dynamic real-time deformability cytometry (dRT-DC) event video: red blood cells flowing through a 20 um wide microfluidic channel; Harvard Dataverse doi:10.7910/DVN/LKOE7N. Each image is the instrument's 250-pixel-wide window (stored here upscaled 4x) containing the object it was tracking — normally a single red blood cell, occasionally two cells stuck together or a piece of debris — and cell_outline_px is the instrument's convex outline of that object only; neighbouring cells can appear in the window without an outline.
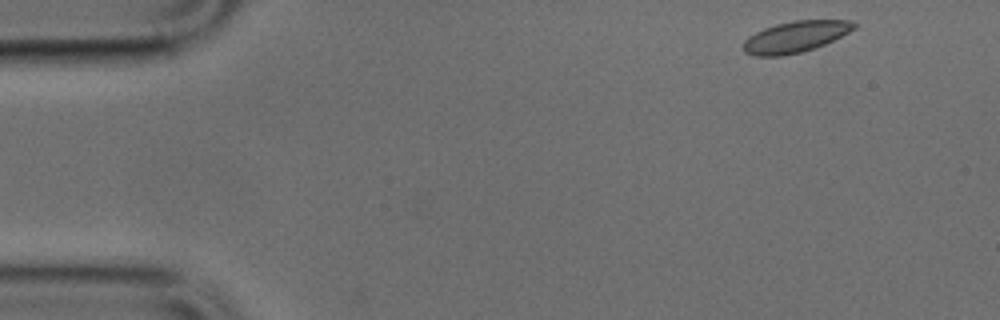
{"species": "common noctule bat (a hibernating species)", "species_latin": "Nyctalus noctula", "temperature_condition": "cold", "stored_images_in_passage": 47, "camera_frame_rate_fps": 3000, "um_per_image_px": 0.085, "animal": {"sex": "male", "body_mass_g": 17.9, "forearm_length_mm": 54.2}, "frame": {"image": 1, "passage_image": 1, "time_ms": 0.0, "image_size_px": [1000, 320], "cell_outline_px": [[860, 24], [856, 28], [824, 44], [800, 52], [780, 56], [756, 56], [744, 52], [744, 40], [748, 36], [764, 28], [776, 24], [792, 20], [852, 20]], "centroid_in_image_um": [67.62, 3.11], "position_along_channel_um": 17.4, "area_um2": 20.06}}
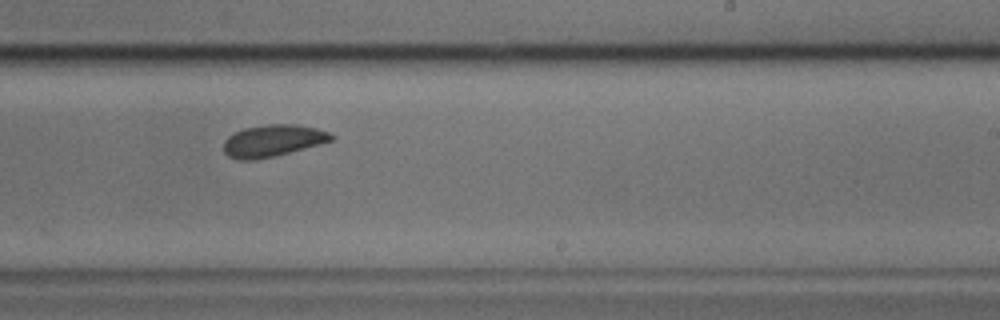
{"frame": {"image": 2, "passage_image": 27, "time_ms": 8.667, "image_size_px": [1000, 320], "cell_outline_px": [[336, 136], [332, 140], [320, 144], [256, 160], [236, 160], [228, 156], [224, 152], [224, 140], [228, 136], [244, 128], [268, 124], [296, 124], [316, 128], [328, 132]], "centroid_in_image_um": [23.17, 11.96], "position_along_channel_um": 265.8, "area_um2": 19.88}}
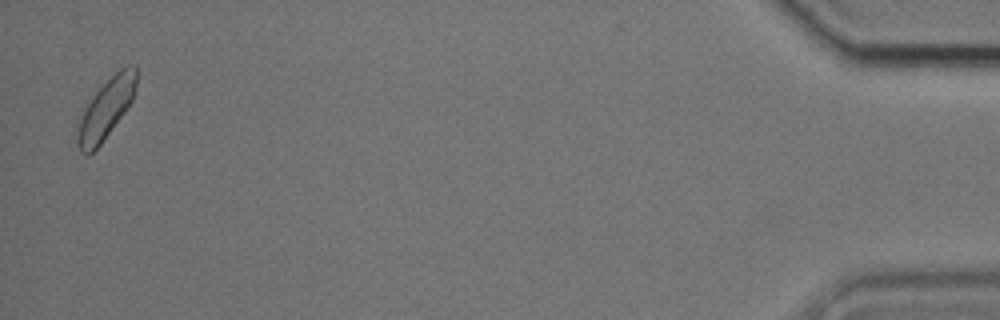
{"frame": {"image": 3, "passage_image": 46, "time_ms": 15.0, "image_size_px": [1000, 320], "cell_outline_px": [[136, 84], [132, 100], [124, 112], [100, 144], [88, 156], [80, 152], [76, 144], [76, 136], [80, 120], [92, 96], [120, 68], [128, 64], [136, 64]], "centroid_in_image_um": [9.01, 9.26], "position_along_channel_um": 426.2, "area_um2": 20.0}}